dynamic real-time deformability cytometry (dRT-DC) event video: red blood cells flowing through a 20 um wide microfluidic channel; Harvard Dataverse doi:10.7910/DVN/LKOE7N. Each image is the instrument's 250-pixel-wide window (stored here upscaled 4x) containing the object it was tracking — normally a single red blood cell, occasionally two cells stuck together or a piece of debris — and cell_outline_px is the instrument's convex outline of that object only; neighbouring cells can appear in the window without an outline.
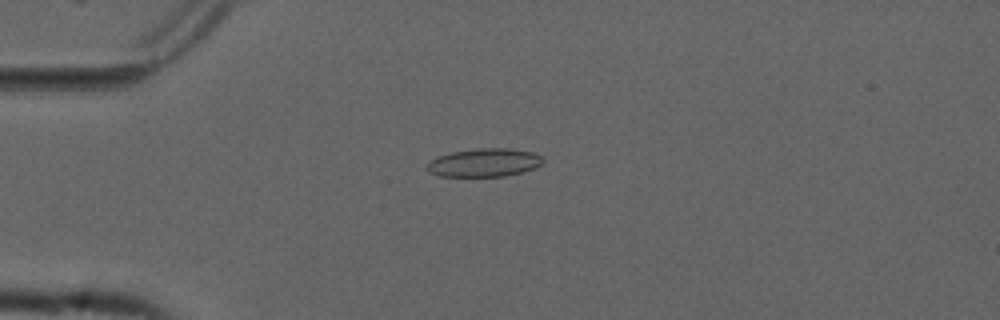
{"species": "common noctule bat (a hibernating species)", "species_latin": "Nyctalus noctula", "temperature_condition": "cold", "stored_images_in_passage": 54, "camera_frame_rate_fps": 3000, "um_per_image_px": 0.085, "animal": {"sex": "male", "forearm_length_mm": 52.5}, "frame": {"image": 1, "passage_image": 14, "time_ms": 4.333, "image_size_px": [1000, 320], "cell_outline_px": [[544, 160], [536, 168], [504, 176], [440, 176], [428, 172], [424, 168], [424, 164], [440, 156], [452, 152], [476, 148], [508, 148], [532, 152], [540, 156]], "centroid_in_image_um": [41.12, 13.82], "position_along_channel_um": 43.9, "area_um2": 19.07}}
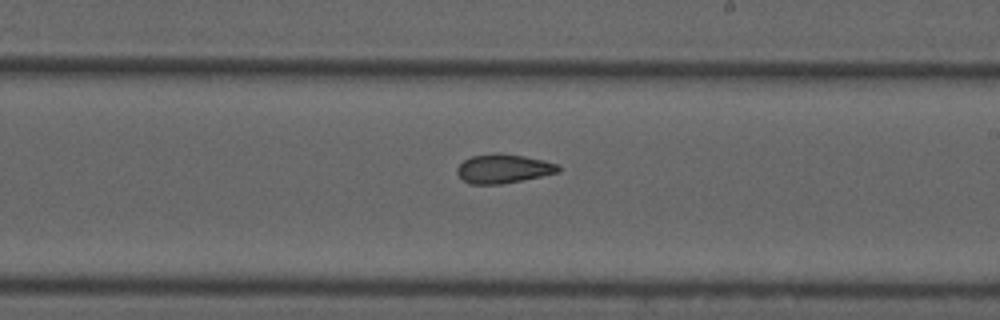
{"frame": {"image": 2, "passage_image": 32, "time_ms": 10.333, "image_size_px": [1000, 320], "cell_outline_px": [[560, 172], [500, 184], [468, 184], [456, 172], [456, 168], [464, 160], [472, 156], [496, 152], [500, 152], [524, 156], [544, 160], [556, 164], [560, 168]], "centroid_in_image_um": [42.76, 14.32], "position_along_channel_um": 246.2, "area_um2": 17.05}}
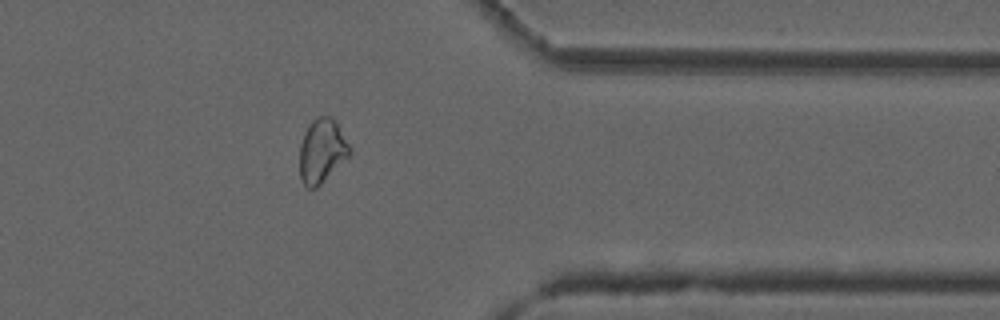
{"frame": {"image": 3, "passage_image": 44, "time_ms": 14.333, "image_size_px": [1000, 320], "cell_outline_px": [[352, 152], [316, 188], [308, 188], [304, 184], [300, 176], [300, 144], [304, 132], [308, 124], [316, 116], [328, 116], [336, 124], [352, 148]], "centroid_in_image_um": [27.34, 12.81], "position_along_channel_um": 384.1, "area_um2": 18.32}, "authors_computed_cell_mechanics": {"area_um2": 18.5538, "velocity_mm_per_s": 3.7454, "shape_relaxation_time_tau1_ms": null, "shape_relaxation_time_tau2_ms": 2.1976, "deformation_change_tau1": null, "deformation_change_tau2": 0.0829}}